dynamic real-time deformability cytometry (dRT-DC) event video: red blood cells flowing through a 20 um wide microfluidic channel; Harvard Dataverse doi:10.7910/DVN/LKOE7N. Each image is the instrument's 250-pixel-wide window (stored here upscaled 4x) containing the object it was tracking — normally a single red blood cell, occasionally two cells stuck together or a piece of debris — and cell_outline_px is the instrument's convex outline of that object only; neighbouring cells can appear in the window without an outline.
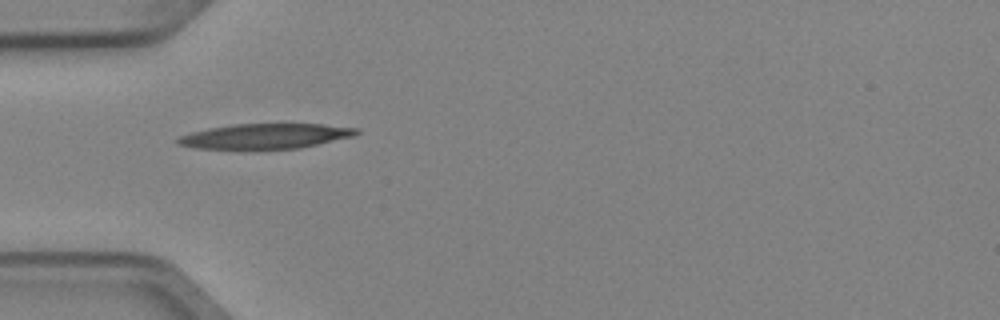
{"species": "Egyptian fruit bat (a non-hibernating species)", "species_latin": "Rousettus aegyptiacus", "temperature_condition": "cold", "stored_images_in_passage": 6, "camera_frame_rate_fps": 3000, "um_per_image_px": 0.085, "animal": {"sex": "female"}, "frame": {"image": 1, "passage_image": 3, "time_ms": 0.667, "image_size_px": [1000, 320], "cell_outline_px": [[360, 132], [356, 136], [300, 148], [252, 152], [244, 152], [196, 148], [176, 144], [176, 140], [180, 136], [192, 132], [208, 128], [232, 124], [324, 124], [360, 128]], "centroid_in_image_um": [22.53, 11.62], "position_along_channel_um": 62.5, "area_um2": 27.57}}
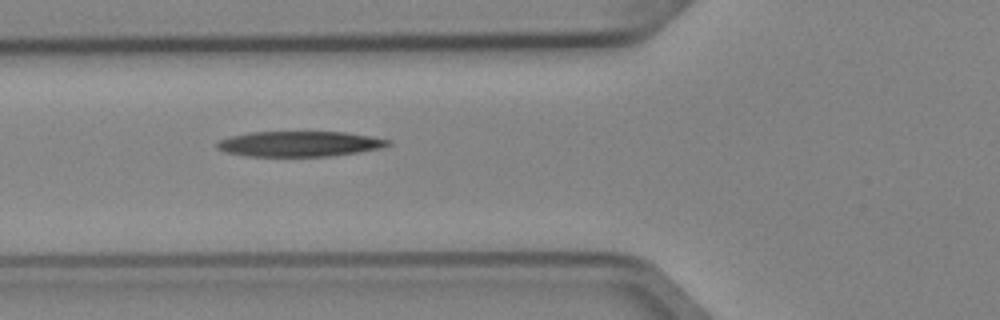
{"frame": {"image": 2, "passage_image": 4, "time_ms": 1.0, "image_size_px": [1000, 320], "cell_outline_px": [[392, 144], [380, 148], [356, 152], [328, 156], [244, 156], [224, 152], [216, 148], [216, 144], [220, 140], [228, 136], [248, 132], [344, 132], [372, 136], [392, 140]], "centroid_in_image_um": [25.42, 12.22], "position_along_channel_um": 100.4, "area_um2": 25.37}}
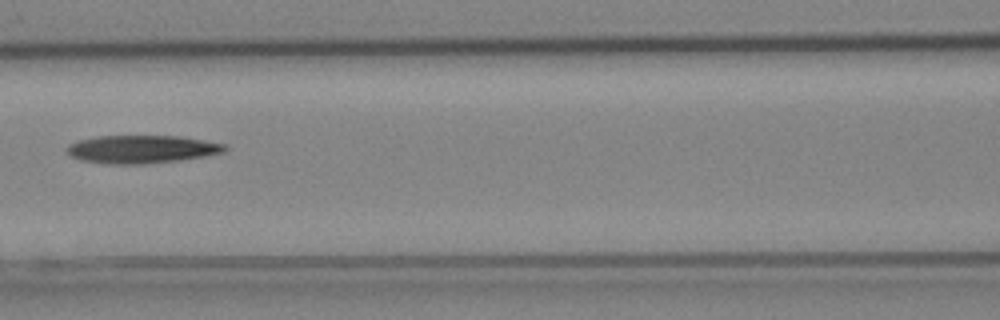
{"frame": {"image": 3, "passage_image": 5, "time_ms": 1.333, "image_size_px": [1000, 320], "cell_outline_px": [[228, 148], [224, 152], [204, 156], [176, 160], [140, 164], [112, 164], [80, 160], [72, 156], [64, 148], [68, 144], [80, 140], [96, 136], [180, 136], [228, 144]], "centroid_in_image_um": [12.05, 12.67], "position_along_channel_um": 154.5, "area_um2": 25.66}}